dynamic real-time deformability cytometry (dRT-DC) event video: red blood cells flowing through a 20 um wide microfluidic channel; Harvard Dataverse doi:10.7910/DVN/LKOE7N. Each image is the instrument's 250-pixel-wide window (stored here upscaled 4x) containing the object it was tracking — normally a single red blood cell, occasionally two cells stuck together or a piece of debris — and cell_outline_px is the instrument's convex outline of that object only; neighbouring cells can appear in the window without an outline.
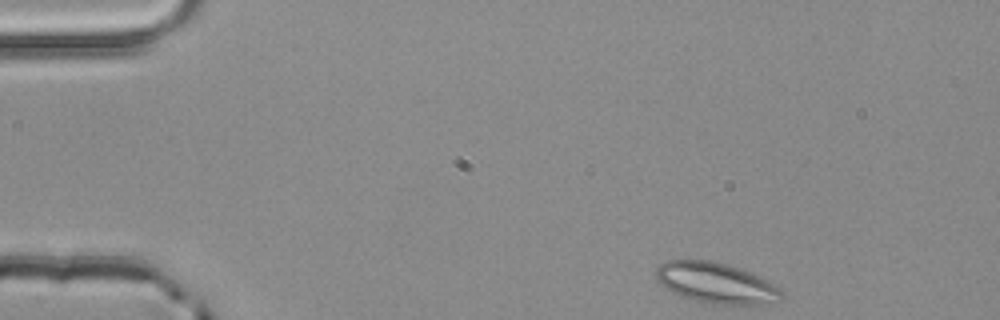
{"species": "common noctule bat (a hibernating species)", "species_latin": "Nyctalus noctula", "temperature_condition": "room temperature", "stored_images_in_passage": 2, "camera_frame_rate_fps": 3000, "um_per_image_px": 0.085, "animal": {"sex": "male", "body_mass_g": 20.4}, "frame": {"image": 1, "passage_image": 1, "time_ms": 0.0, "image_size_px": [1000, 320], "cell_outline_px": [[784, 296], [780, 300], [772, 304], [712, 304], [680, 296], [672, 292], [660, 284], [656, 280], [656, 268], [660, 264], [668, 260], [712, 260], [728, 264], [740, 268], [780, 288]], "centroid_in_image_um": [60.84, 24.05], "position_along_channel_um": 24.2, "area_um2": 29.71}}